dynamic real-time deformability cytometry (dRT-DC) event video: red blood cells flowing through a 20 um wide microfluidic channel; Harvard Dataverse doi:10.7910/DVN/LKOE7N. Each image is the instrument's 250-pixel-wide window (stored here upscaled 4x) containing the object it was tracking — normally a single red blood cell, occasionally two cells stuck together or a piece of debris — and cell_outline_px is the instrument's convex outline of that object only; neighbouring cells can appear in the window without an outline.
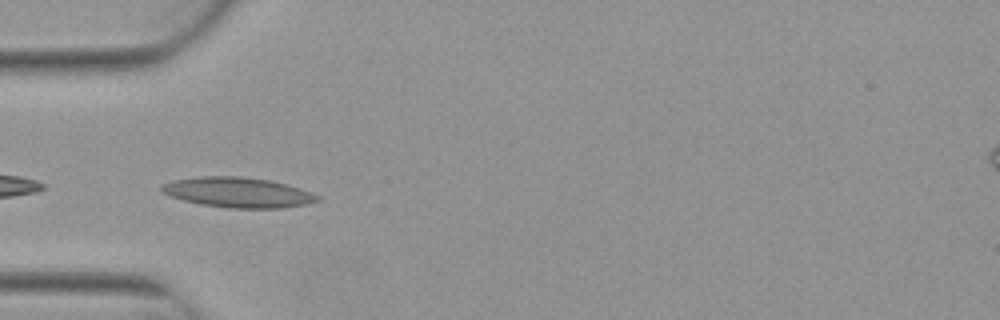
{"species": "Egyptian fruit bat (a non-hibernating species)", "species_latin": "Rousettus aegyptiacus", "temperature_condition": "warm", "stored_images_in_passage": 4, "camera_frame_rate_fps": 3000, "um_per_image_px": 0.085, "animal": {"sex": "female"}, "frame": {"image": 1, "passage_image": 3, "time_ms": 0.667, "image_size_px": [1000, 320], "cell_outline_px": [[320, 200], [304, 204], [280, 208], [228, 208], [200, 204], [184, 200], [172, 196], [164, 192], [160, 188], [164, 184], [172, 180], [200, 176], [240, 176], [268, 180], [288, 184], [312, 192], [320, 196]], "centroid_in_image_um": [20.25, 16.35], "position_along_channel_um": 64.7, "area_um2": 27.22}}
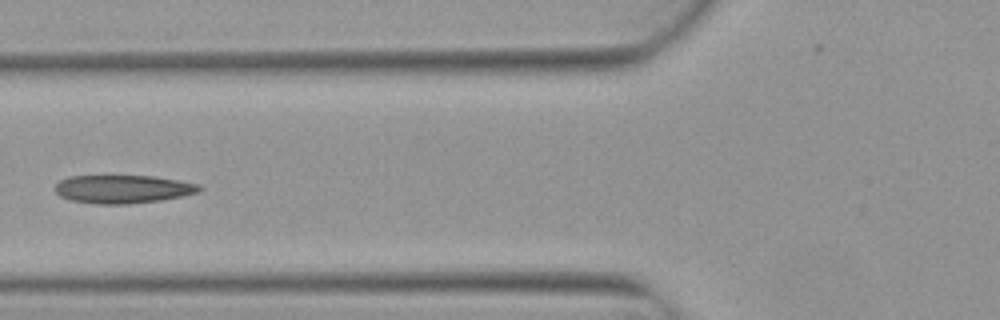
{"frame": {"image": 2, "passage_image": 4, "time_ms": 1.0, "image_size_px": [1000, 320], "cell_outline_px": [[204, 188], [196, 192], [184, 196], [160, 200], [128, 204], [96, 204], [68, 200], [60, 196], [56, 192], [56, 184], [60, 180], [68, 176], [152, 176], [200, 184]], "centroid_in_image_um": [10.43, 16.08], "position_along_channel_um": 115.4, "area_um2": 23.76}}